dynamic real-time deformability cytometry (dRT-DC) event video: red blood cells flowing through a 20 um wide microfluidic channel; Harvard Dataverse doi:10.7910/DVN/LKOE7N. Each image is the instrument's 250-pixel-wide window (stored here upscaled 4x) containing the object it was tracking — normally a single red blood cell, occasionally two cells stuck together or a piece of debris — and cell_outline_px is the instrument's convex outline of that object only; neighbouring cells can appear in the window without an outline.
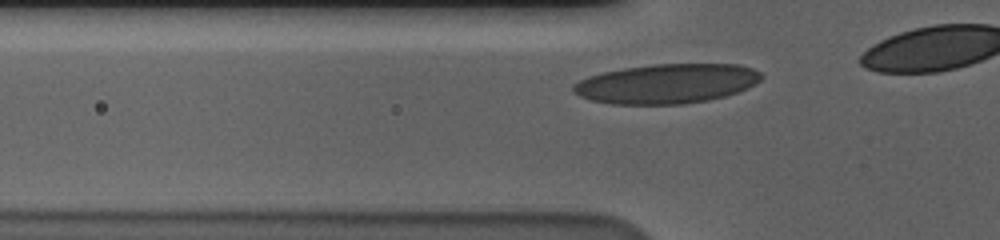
{"species": "human", "species_latin": "Homo sapiens", "temperature_condition": "cold", "stored_images_in_passage": 9, "camera_frame_rate_fps": 3000, "um_per_image_px": 0.085, "donor": {"sex": "male"}, "frame": {"image": 1, "passage_image": 3, "time_ms": 0.667, "image_size_px": [1000, 240], "cell_outline_px": [[764, 76], [760, 80], [748, 88], [724, 96], [708, 100], [684, 104], [608, 104], [592, 100], [580, 96], [572, 92], [572, 84], [588, 76], [604, 72], [624, 68], [652, 64], [740, 64], [752, 68], [760, 72]], "centroid_in_image_um": [56.66, 7.11], "position_along_channel_um": 69.1, "area_um2": 43.47}}
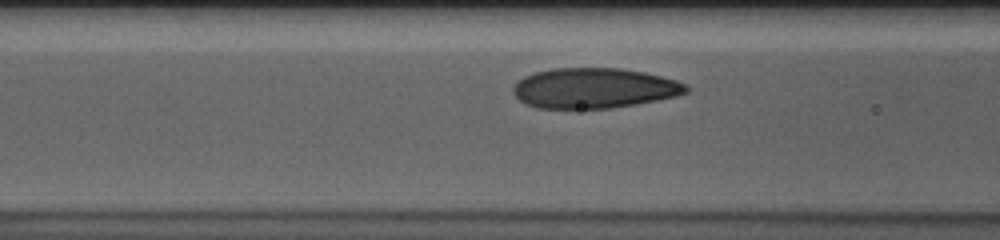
{"frame": {"image": 2, "passage_image": 7, "time_ms": 2.0, "image_size_px": [1000, 240], "cell_outline_px": [[688, 92], [676, 96], [636, 104], [608, 108], [536, 108], [524, 104], [512, 92], [512, 88], [524, 76], [536, 72], [552, 68], [620, 68], [644, 72], [676, 80], [684, 84], [688, 88]], "centroid_in_image_um": [50.47, 7.49], "position_along_channel_um": 116.1, "area_um2": 40.4}}